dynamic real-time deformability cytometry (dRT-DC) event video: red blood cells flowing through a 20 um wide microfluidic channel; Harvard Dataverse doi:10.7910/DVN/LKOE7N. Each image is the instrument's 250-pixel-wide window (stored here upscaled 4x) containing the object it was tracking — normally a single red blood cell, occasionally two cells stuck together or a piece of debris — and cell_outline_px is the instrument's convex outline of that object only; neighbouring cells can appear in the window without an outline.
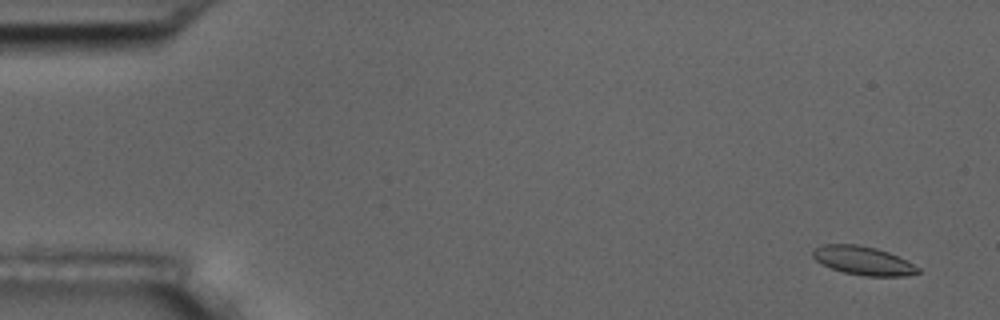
{"species": "common noctule bat (a hibernating species)", "species_latin": "Nyctalus noctula", "temperature_condition": "room temperature", "stored_images_in_passage": 57, "camera_frame_rate_fps": 3000, "um_per_image_px": 0.085, "animal": {"sex": "male", "body_mass_g": 17.5, "forearm_length_mm": 52.3}, "frame": {"image": 1, "passage_image": 3, "time_ms": 0.667, "image_size_px": [1000, 320], "cell_outline_px": [[920, 272], [904, 276], [864, 276], [844, 272], [832, 268], [816, 260], [812, 256], [812, 248], [824, 244], [856, 244], [876, 248], [888, 252], [920, 268]], "centroid_in_image_um": [73.33, 22.14], "position_along_channel_um": 11.7, "area_um2": 17.34}}
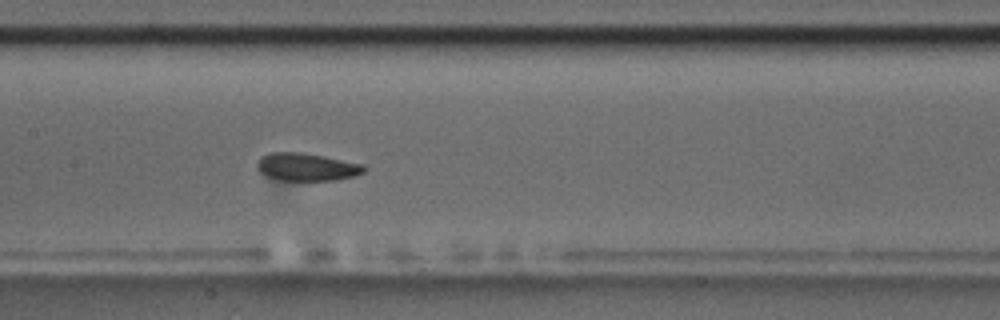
{"frame": {"image": 2, "passage_image": 28, "time_ms": 9.0, "image_size_px": [1000, 320], "cell_outline_px": [[368, 168], [364, 172], [356, 176], [336, 180], [280, 180], [268, 176], [260, 172], [256, 168], [256, 164], [260, 156], [268, 152], [304, 152], [364, 164]], "centroid_in_image_um": [26.08, 14.18], "position_along_channel_um": 181.3, "area_um2": 17.57}}
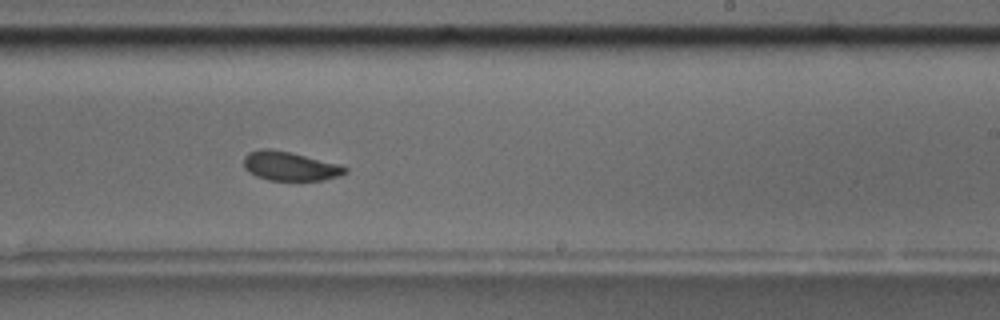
{"frame": {"image": 3, "passage_image": 35, "time_ms": 11.333, "image_size_px": [1000, 320], "cell_outline_px": [[348, 172], [340, 176], [324, 180], [268, 180], [256, 176], [248, 172], [244, 168], [244, 156], [248, 152], [260, 148], [268, 148], [292, 152], [340, 164], [348, 168]], "centroid_in_image_um": [24.65, 14.11], "position_along_channel_um": 264.4, "area_um2": 17.46}, "authors_computed_cell_mechanics": {"area_um2": 17.8024, "velocity_mm_per_s": 3.5735, "shape_relaxation_time_tau1_ms": 3.1947, "shape_relaxation_time_tau2_ms": 1.6, "deformation_change_tau1": 0.0981, "deformation_change_tau2": 0.067}}